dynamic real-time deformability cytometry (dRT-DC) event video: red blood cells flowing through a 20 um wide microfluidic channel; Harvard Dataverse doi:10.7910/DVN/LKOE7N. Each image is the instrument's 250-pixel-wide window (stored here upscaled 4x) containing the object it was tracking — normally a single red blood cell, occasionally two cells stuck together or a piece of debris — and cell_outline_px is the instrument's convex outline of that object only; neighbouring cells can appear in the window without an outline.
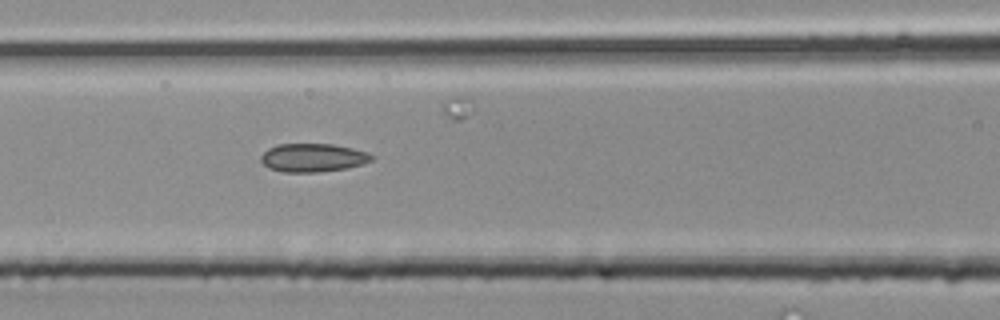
{"species": "common noctule bat (a hibernating species)", "species_latin": "Nyctalus noctula", "temperature_condition": "room temperature", "stored_images_in_passage": 4, "camera_frame_rate_fps": 3000, "um_per_image_px": 0.085, "animal": {"sex": "male", "body_mass_g": 20.4}, "frame": {"image": 1, "passage_image": 4, "time_ms": 1.0, "image_size_px": [1000, 320], "cell_outline_px": [[376, 156], [372, 160], [348, 168], [316, 172], [284, 172], [268, 168], [260, 160], [260, 156], [268, 148], [276, 144], [332, 144], [352, 148], [368, 152]], "centroid_in_image_um": [26.59, 13.4], "position_along_channel_um": 140.0, "area_um2": 18.38}}